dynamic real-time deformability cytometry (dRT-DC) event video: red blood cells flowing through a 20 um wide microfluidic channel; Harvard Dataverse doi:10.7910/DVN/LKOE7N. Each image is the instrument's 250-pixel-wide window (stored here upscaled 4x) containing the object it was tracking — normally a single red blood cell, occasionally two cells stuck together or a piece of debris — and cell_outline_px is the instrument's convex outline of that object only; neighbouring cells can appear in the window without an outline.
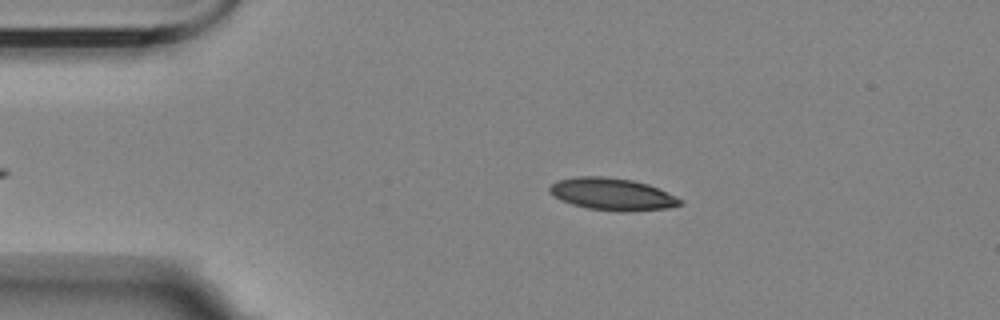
{"species": "Egyptian fruit bat (a non-hibernating species)", "species_latin": "Rousettus aegyptiacus", "temperature_condition": "room temperature", "stored_images_in_passage": 2, "camera_frame_rate_fps": 3000, "um_per_image_px": 0.085, "animal": {"sex": "female"}, "frame": {"image": 1, "passage_image": 1, "time_ms": 0.0, "image_size_px": [1000, 320], "cell_outline_px": [[684, 200], [680, 204], [668, 208], [624, 212], [616, 212], [588, 208], [572, 204], [560, 200], [552, 196], [548, 192], [548, 188], [556, 180], [576, 176], [604, 176], [632, 180], [648, 184], [676, 196]], "centroid_in_image_um": [52.0, 16.5], "position_along_channel_um": 33.0, "area_um2": 24.68}}